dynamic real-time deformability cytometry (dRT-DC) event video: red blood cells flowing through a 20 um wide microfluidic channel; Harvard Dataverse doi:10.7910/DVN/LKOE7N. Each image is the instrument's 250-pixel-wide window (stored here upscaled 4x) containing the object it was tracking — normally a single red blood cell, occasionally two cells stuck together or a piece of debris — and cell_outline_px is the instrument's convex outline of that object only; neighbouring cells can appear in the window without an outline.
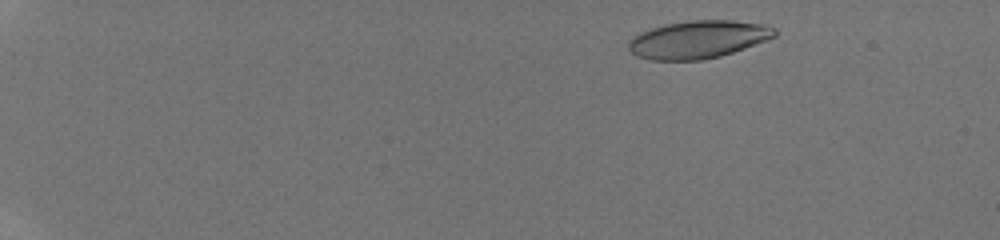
{"species": "human", "species_latin": "Homo sapiens", "temperature_condition": "room temperature", "stored_images_in_passage": 36, "camera_frame_rate_fps": 3000, "um_per_image_px": 0.085, "donor": {"sex": "male"}, "frame": {"image": 1, "passage_image": 10, "time_ms": 1.333, "image_size_px": [1000, 240], "cell_outline_px": [[776, 36], [744, 48], [720, 56], [700, 60], [648, 60], [636, 56], [628, 48], [628, 40], [632, 36], [640, 32], [664, 24], [688, 20], [732, 20], [768, 24], [776, 28]], "centroid_in_image_um": [59.32, 3.34], "position_along_channel_um": 25.7, "area_um2": 32.37}}
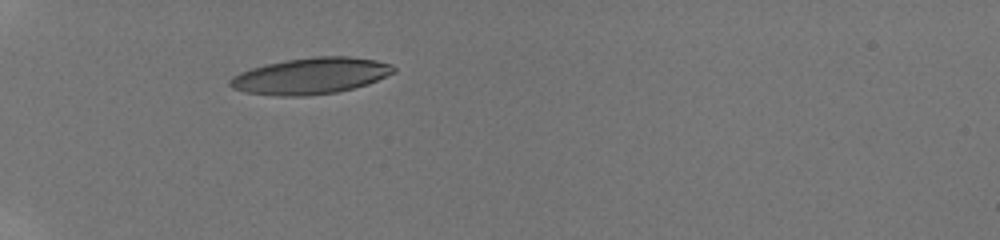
{"frame": {"image": 2, "passage_image": 35, "time_ms": 5.0, "image_size_px": [1000, 240], "cell_outline_px": [[396, 72], [368, 84], [336, 92], [308, 96], [276, 96], [244, 92], [232, 88], [228, 84], [228, 80], [232, 76], [240, 72], [264, 64], [312, 56], [348, 56], [376, 60], [392, 64], [396, 68]], "centroid_in_image_um": [26.4, 6.45], "position_along_channel_um": 58.6, "area_um2": 34.85}}